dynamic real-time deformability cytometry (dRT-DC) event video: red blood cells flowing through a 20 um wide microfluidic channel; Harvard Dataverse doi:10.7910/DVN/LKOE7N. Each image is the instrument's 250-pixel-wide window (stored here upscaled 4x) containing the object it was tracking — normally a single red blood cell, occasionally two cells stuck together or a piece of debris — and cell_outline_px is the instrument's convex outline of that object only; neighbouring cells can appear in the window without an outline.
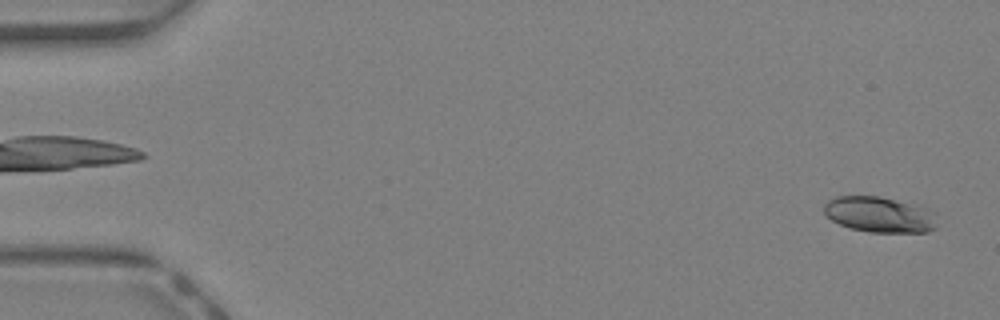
{"species": "Egyptian fruit bat (a non-hibernating species)", "species_latin": "Rousettus aegyptiacus", "temperature_condition": "warm", "stored_images_in_passage": 43, "camera_frame_rate_fps": 3000, "um_per_image_px": 0.085, "animal": {"sex": "female"}, "frame": {"image": 1, "passage_image": 1, "time_ms": 0.0, "image_size_px": [1000, 320], "cell_outline_px": [[936, 228], [928, 232], [868, 232], [852, 228], [840, 224], [832, 220], [824, 212], [824, 204], [828, 200], [836, 196], [880, 196], [924, 208], [936, 212]], "centroid_in_image_um": [74.76, 18.24], "position_along_channel_um": 10.2, "area_um2": 23.35}}
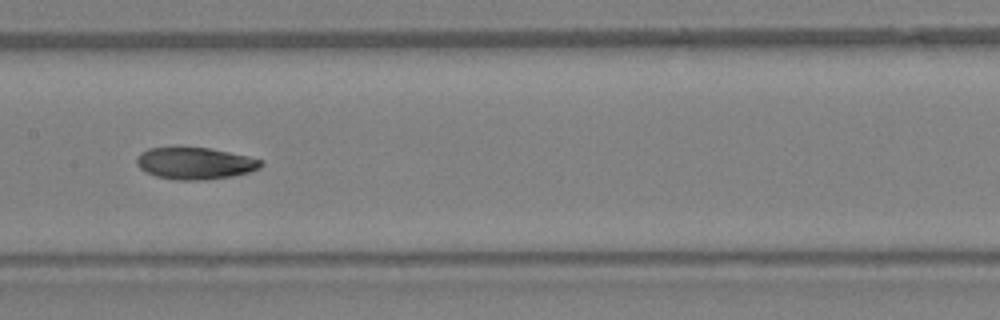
{"frame": {"image": 2, "passage_image": 22, "time_ms": 7.0, "image_size_px": [1000, 320], "cell_outline_px": [[264, 164], [260, 168], [248, 172], [232, 176], [204, 180], [176, 180], [156, 176], [140, 168], [136, 164], [136, 160], [148, 148], [208, 148], [248, 156], [264, 160]], "centroid_in_image_um": [16.63, 13.89], "position_along_channel_um": 190.8, "area_um2": 22.77}}
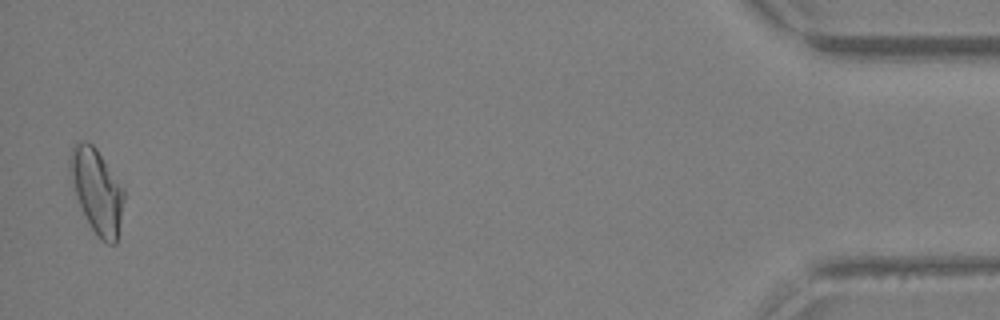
{"frame": {"image": 3, "passage_image": 43, "time_ms": 14.0, "image_size_px": [1000, 320], "cell_outline_px": [[124, 200], [116, 244], [108, 244], [92, 228], [76, 196], [68, 168], [68, 156], [72, 148], [80, 140], [84, 140], [92, 144], [96, 148], [124, 188]], "centroid_in_image_um": [8.22, 16.16], "position_along_channel_um": 427.0, "area_um2": 26.07}, "authors_computed_cell_mechanics": {"area_um2": 23.1778, "velocity_mm_per_s": 4.6605, "shape_relaxation_time_tau1_ms": 7.331, "shape_relaxation_time_tau2_ms": 2.2372, "deformation_change_tau1": 0.2244, "deformation_change_tau2": 0.0803}}